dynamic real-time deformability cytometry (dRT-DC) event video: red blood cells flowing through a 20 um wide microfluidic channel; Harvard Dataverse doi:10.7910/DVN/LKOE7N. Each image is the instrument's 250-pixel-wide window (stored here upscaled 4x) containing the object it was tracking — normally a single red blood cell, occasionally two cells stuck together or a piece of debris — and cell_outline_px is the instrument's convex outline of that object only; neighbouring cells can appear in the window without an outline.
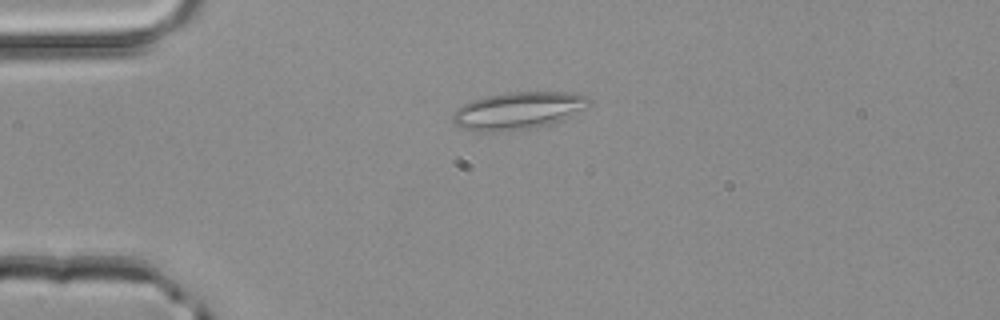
{"species": "common noctule bat (a hibernating species)", "species_latin": "Nyctalus noctula", "temperature_condition": "room temperature", "stored_images_in_passage": 19, "camera_frame_rate_fps": 3000, "um_per_image_px": 0.085, "animal": {"sex": "male", "body_mass_g": 20.4}, "frame": {"image": 1, "passage_image": 2, "time_ms": 0.333, "image_size_px": [1000, 320], "cell_outline_px": [[592, 100], [588, 108], [564, 120], [552, 124], [532, 128], [488, 132], [480, 132], [460, 128], [452, 120], [452, 116], [456, 108], [472, 100], [484, 96], [504, 92], [564, 92], [588, 96]], "centroid_in_image_um": [44.07, 9.4], "position_along_channel_um": 40.9, "area_um2": 30.11}}
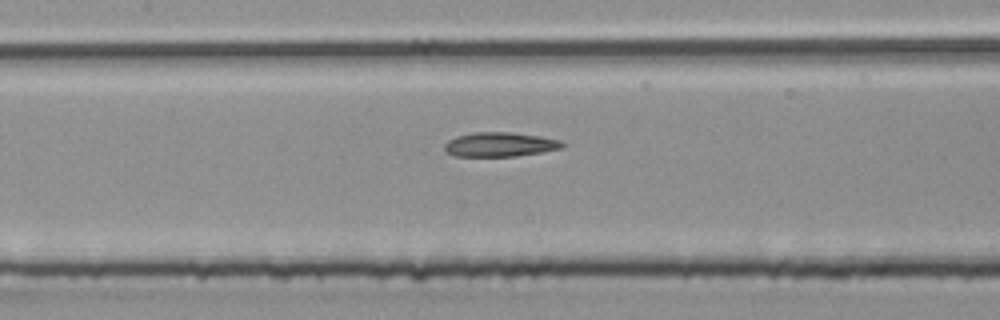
{"frame": {"image": 2, "passage_image": 13, "time_ms": 4.0, "image_size_px": [1000, 320], "cell_outline_px": [[564, 144], [560, 148], [540, 152], [516, 156], [456, 156], [448, 152], [444, 148], [444, 144], [448, 140], [456, 136], [472, 132], [512, 132], [540, 136], [560, 140]], "centroid_in_image_um": [42.46, 12.27], "position_along_channel_um": 164.9, "area_um2": 16.59}}
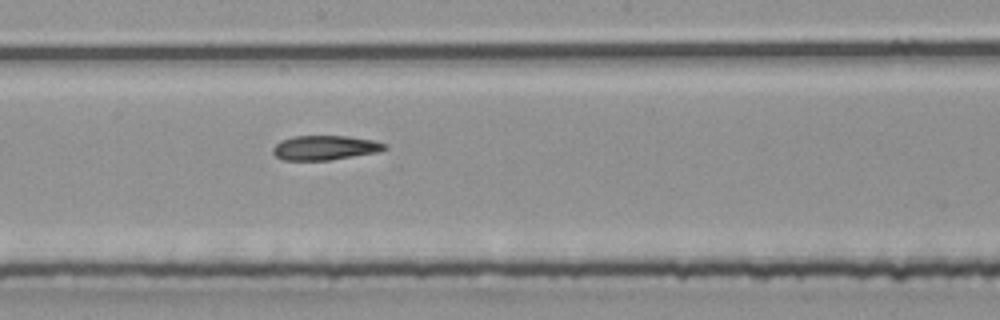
{"frame": {"image": 3, "passage_image": 17, "time_ms": 5.333, "image_size_px": [1000, 320], "cell_outline_px": [[388, 148], [376, 152], [328, 160], [284, 160], [276, 156], [272, 152], [272, 148], [280, 140], [292, 136], [348, 136], [372, 140], [388, 144]], "centroid_in_image_um": [27.59, 12.55], "position_along_channel_um": 220.6, "area_um2": 15.9}}